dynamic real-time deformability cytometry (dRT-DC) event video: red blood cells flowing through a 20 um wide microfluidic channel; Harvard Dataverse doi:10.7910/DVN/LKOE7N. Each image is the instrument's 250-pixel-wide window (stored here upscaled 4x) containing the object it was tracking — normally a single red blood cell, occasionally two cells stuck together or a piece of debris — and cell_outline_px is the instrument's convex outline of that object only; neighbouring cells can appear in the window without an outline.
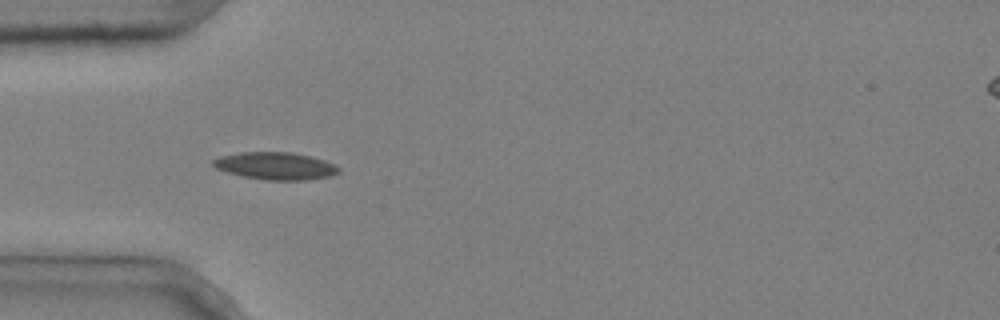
{"species": "common noctule bat (a hibernating species)", "species_latin": "Nyctalus noctula", "temperature_condition": "cold", "stored_images_in_passage": 5, "camera_frame_rate_fps": 3000, "um_per_image_px": 0.085, "animal": {"sex": "male", "body_mass_g": 20.4}, "frame": {"image": 1, "passage_image": 5, "time_ms": 1.333, "image_size_px": [1000, 320], "cell_outline_px": [[340, 172], [328, 176], [308, 180], [264, 180], [244, 176], [228, 172], [216, 168], [212, 164], [212, 160], [220, 156], [240, 152], [292, 152], [324, 160], [340, 168]], "centroid_in_image_um": [23.4, 14.1], "position_along_channel_um": 61.6, "area_um2": 19.88}}